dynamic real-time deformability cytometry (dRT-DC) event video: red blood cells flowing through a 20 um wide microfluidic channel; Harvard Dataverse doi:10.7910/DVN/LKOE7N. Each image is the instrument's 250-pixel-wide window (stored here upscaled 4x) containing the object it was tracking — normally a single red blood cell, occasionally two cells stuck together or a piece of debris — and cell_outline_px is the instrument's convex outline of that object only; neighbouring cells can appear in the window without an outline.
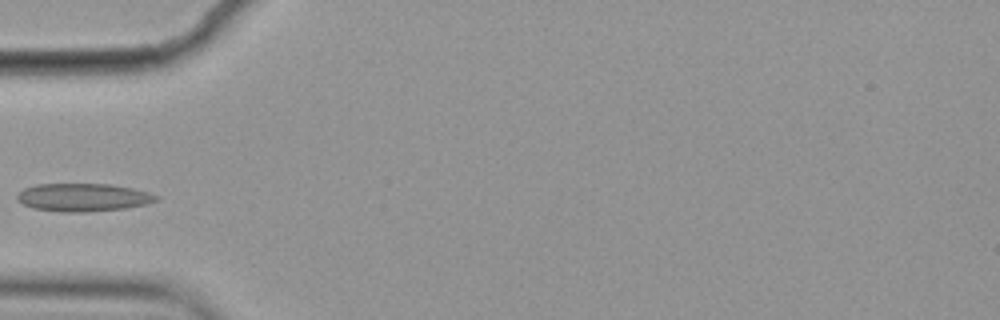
{"species": "common noctule bat (a hibernating species)", "species_latin": "Nyctalus noctula", "temperature_condition": "cold", "stored_images_in_passage": 3, "camera_frame_rate_fps": 3000, "um_per_image_px": 0.085, "animal": {"sex": "female", "body_mass_g": 19.9}, "frame": {"image": 1, "passage_image": 3, "time_ms": 0.667, "image_size_px": [1000, 320], "cell_outline_px": [[160, 200], [148, 204], [124, 208], [84, 212], [60, 212], [32, 208], [16, 200], [16, 196], [24, 188], [36, 184], [112, 184], [132, 188], [148, 192], [160, 196]], "centroid_in_image_um": [7.09, 16.77], "position_along_channel_um": 77.9, "area_um2": 22.83}}